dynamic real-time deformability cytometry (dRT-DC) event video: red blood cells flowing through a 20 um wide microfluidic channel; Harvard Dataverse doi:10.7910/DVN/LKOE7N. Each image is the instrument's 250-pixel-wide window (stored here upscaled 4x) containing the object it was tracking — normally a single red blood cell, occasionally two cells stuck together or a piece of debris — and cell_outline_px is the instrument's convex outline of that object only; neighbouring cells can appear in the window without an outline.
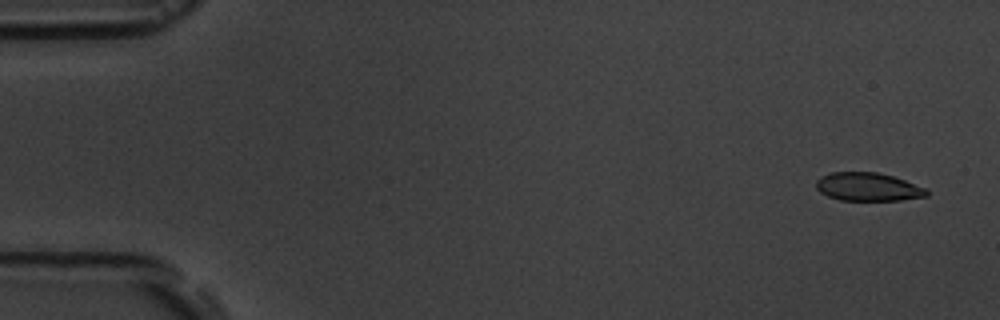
{"species": "common noctule bat (a hibernating species)", "species_latin": "Nyctalus noctula", "temperature_condition": "room temperature", "stored_images_in_passage": 5, "camera_frame_rate_fps": 3000, "um_per_image_px": 0.085, "animal": {"sex": "male", "body_mass_g": 19.5, "forearm_length_mm": 54.6}, "frame": {"image": 1, "passage_image": 1, "time_ms": 0.0, "image_size_px": [1000, 320], "cell_outline_px": [[928, 196], [900, 200], [840, 200], [828, 196], [820, 192], [816, 188], [816, 180], [820, 176], [832, 172], [876, 172], [892, 176], [928, 188]], "centroid_in_image_um": [73.78, 15.88], "position_along_channel_um": 11.2, "area_um2": 18.26}}